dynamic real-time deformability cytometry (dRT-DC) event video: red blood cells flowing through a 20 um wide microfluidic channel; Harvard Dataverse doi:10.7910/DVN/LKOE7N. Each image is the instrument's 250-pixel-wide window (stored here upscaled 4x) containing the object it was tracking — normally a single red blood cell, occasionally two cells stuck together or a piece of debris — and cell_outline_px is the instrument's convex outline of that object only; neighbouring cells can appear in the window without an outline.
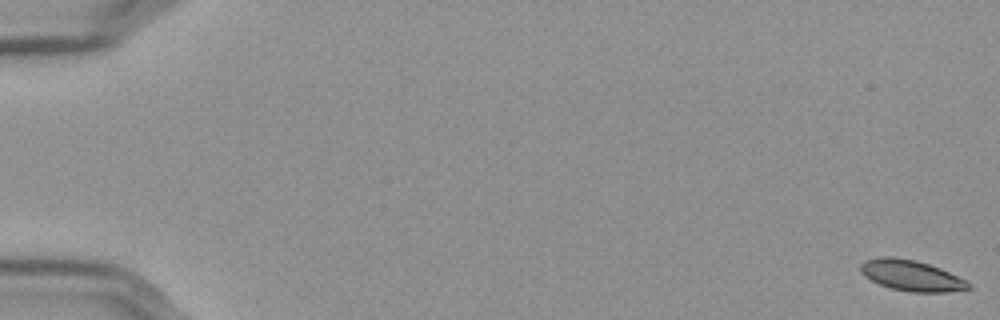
{"species": "Egyptian fruit bat (a non-hibernating species)", "species_latin": "Rousettus aegyptiacus", "temperature_condition": "cold", "stored_images_in_passage": 58, "camera_frame_rate_fps": 3000, "um_per_image_px": 0.085, "frame": {"image": 1, "passage_image": 1, "time_ms": 0.0, "image_size_px": [1000, 320], "cell_outline_px": [[972, 288], [944, 292], [912, 292], [892, 288], [880, 284], [864, 276], [860, 272], [860, 264], [864, 260], [880, 256], [892, 256], [916, 260], [940, 268], [968, 280], [972, 284]], "centroid_in_image_um": [77.47, 23.4], "position_along_channel_um": 7.5, "area_um2": 19.48}}
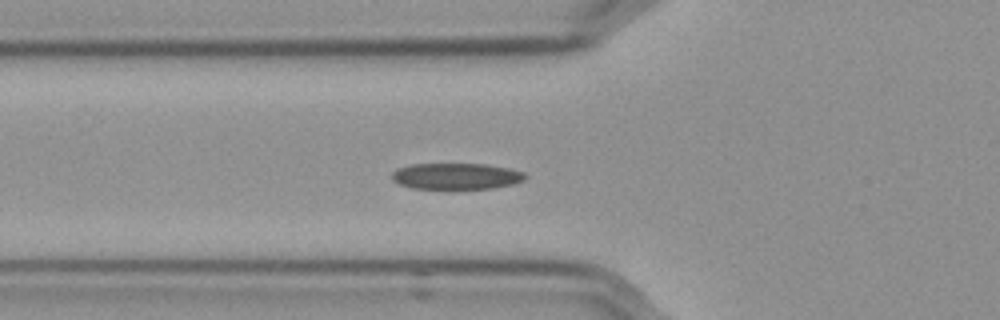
{"frame": {"image": 2, "passage_image": 22, "time_ms": 7.0, "image_size_px": [1000, 320], "cell_outline_px": [[528, 176], [524, 180], [512, 184], [492, 188], [412, 188], [400, 184], [392, 180], [392, 172], [396, 168], [412, 164], [484, 164], [508, 168], [524, 172]], "centroid_in_image_um": [38.77, 14.97], "position_along_channel_um": 87.0, "area_um2": 20.23}}
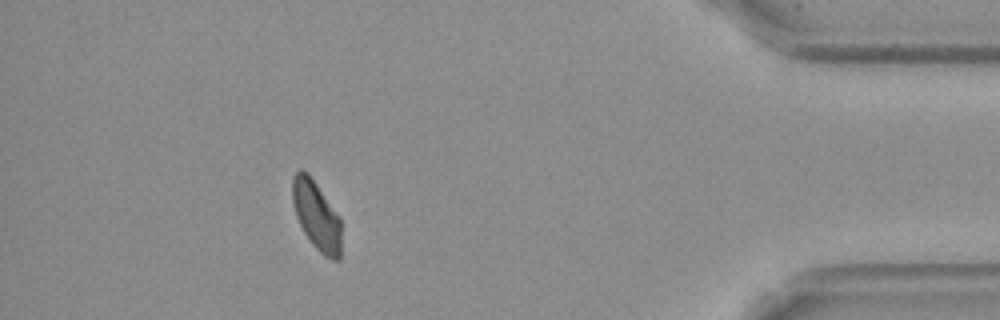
{"frame": {"image": 3, "passage_image": 53, "time_ms": 17.333, "image_size_px": [1000, 320], "cell_outline_px": [[340, 260], [332, 260], [324, 256], [312, 244], [304, 232], [296, 216], [292, 200], [292, 176], [300, 168], [308, 172], [340, 216]], "centroid_in_image_um": [26.89, 18.29], "position_along_channel_um": 408.3, "area_um2": 19.71}, "authors_computed_cell_mechanics": {"area_um2": 20.2011, "velocity_mm_per_s": 3.5459, "shape_relaxation_time_tau1_ms": 6.1052, "shape_relaxation_time_tau2_ms": 5.3238, "deformation_change_tau1": 0.1363, "deformation_change_tau2": 0.0961}}